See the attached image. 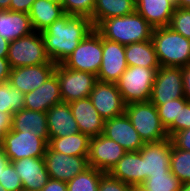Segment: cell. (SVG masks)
Segmentation results:
<instances>
[{"instance_id":"cell-1","label":"cell","mask_w":190,"mask_h":191,"mask_svg":"<svg viewBox=\"0 0 190 191\" xmlns=\"http://www.w3.org/2000/svg\"><path fill=\"white\" fill-rule=\"evenodd\" d=\"M93 29L90 18L65 13L41 32L46 54L52 62L62 63Z\"/></svg>"},{"instance_id":"cell-31","label":"cell","mask_w":190,"mask_h":191,"mask_svg":"<svg viewBox=\"0 0 190 191\" xmlns=\"http://www.w3.org/2000/svg\"><path fill=\"white\" fill-rule=\"evenodd\" d=\"M105 172L89 167L67 182V191H98L101 177Z\"/></svg>"},{"instance_id":"cell-18","label":"cell","mask_w":190,"mask_h":191,"mask_svg":"<svg viewBox=\"0 0 190 191\" xmlns=\"http://www.w3.org/2000/svg\"><path fill=\"white\" fill-rule=\"evenodd\" d=\"M12 162L16 173L21 178L23 189L40 191L50 179L44 157H27Z\"/></svg>"},{"instance_id":"cell-8","label":"cell","mask_w":190,"mask_h":191,"mask_svg":"<svg viewBox=\"0 0 190 191\" xmlns=\"http://www.w3.org/2000/svg\"><path fill=\"white\" fill-rule=\"evenodd\" d=\"M54 73L60 83L62 101L66 103L89 97L97 81L94 74L69 69L62 63L56 65Z\"/></svg>"},{"instance_id":"cell-3","label":"cell","mask_w":190,"mask_h":191,"mask_svg":"<svg viewBox=\"0 0 190 191\" xmlns=\"http://www.w3.org/2000/svg\"><path fill=\"white\" fill-rule=\"evenodd\" d=\"M151 41L160 66L190 65V39L175 32L169 26L154 28Z\"/></svg>"},{"instance_id":"cell-4","label":"cell","mask_w":190,"mask_h":191,"mask_svg":"<svg viewBox=\"0 0 190 191\" xmlns=\"http://www.w3.org/2000/svg\"><path fill=\"white\" fill-rule=\"evenodd\" d=\"M125 114L144 143L159 142L169 138L161 123L157 108L152 102L126 104Z\"/></svg>"},{"instance_id":"cell-34","label":"cell","mask_w":190,"mask_h":191,"mask_svg":"<svg viewBox=\"0 0 190 191\" xmlns=\"http://www.w3.org/2000/svg\"><path fill=\"white\" fill-rule=\"evenodd\" d=\"M149 191H179L181 181L172 173L151 175L142 184Z\"/></svg>"},{"instance_id":"cell-20","label":"cell","mask_w":190,"mask_h":191,"mask_svg":"<svg viewBox=\"0 0 190 191\" xmlns=\"http://www.w3.org/2000/svg\"><path fill=\"white\" fill-rule=\"evenodd\" d=\"M81 133L90 138L103 134L105 120L100 116L89 97L69 103Z\"/></svg>"},{"instance_id":"cell-42","label":"cell","mask_w":190,"mask_h":191,"mask_svg":"<svg viewBox=\"0 0 190 191\" xmlns=\"http://www.w3.org/2000/svg\"><path fill=\"white\" fill-rule=\"evenodd\" d=\"M35 0H11L10 10L29 13Z\"/></svg>"},{"instance_id":"cell-50","label":"cell","mask_w":190,"mask_h":191,"mask_svg":"<svg viewBox=\"0 0 190 191\" xmlns=\"http://www.w3.org/2000/svg\"><path fill=\"white\" fill-rule=\"evenodd\" d=\"M130 191H149V190L142 184H140V185H131Z\"/></svg>"},{"instance_id":"cell-47","label":"cell","mask_w":190,"mask_h":191,"mask_svg":"<svg viewBox=\"0 0 190 191\" xmlns=\"http://www.w3.org/2000/svg\"><path fill=\"white\" fill-rule=\"evenodd\" d=\"M10 162L8 157L5 155V152L0 146V178L3 175V169L6 167V165Z\"/></svg>"},{"instance_id":"cell-41","label":"cell","mask_w":190,"mask_h":191,"mask_svg":"<svg viewBox=\"0 0 190 191\" xmlns=\"http://www.w3.org/2000/svg\"><path fill=\"white\" fill-rule=\"evenodd\" d=\"M12 129V114L0 111V146H2L5 135Z\"/></svg>"},{"instance_id":"cell-33","label":"cell","mask_w":190,"mask_h":191,"mask_svg":"<svg viewBox=\"0 0 190 191\" xmlns=\"http://www.w3.org/2000/svg\"><path fill=\"white\" fill-rule=\"evenodd\" d=\"M170 170L181 183L190 182V151L177 149L172 144Z\"/></svg>"},{"instance_id":"cell-23","label":"cell","mask_w":190,"mask_h":191,"mask_svg":"<svg viewBox=\"0 0 190 191\" xmlns=\"http://www.w3.org/2000/svg\"><path fill=\"white\" fill-rule=\"evenodd\" d=\"M109 174L128 185L143 184V158L140 152H126Z\"/></svg>"},{"instance_id":"cell-12","label":"cell","mask_w":190,"mask_h":191,"mask_svg":"<svg viewBox=\"0 0 190 191\" xmlns=\"http://www.w3.org/2000/svg\"><path fill=\"white\" fill-rule=\"evenodd\" d=\"M89 98L93 106L104 119H111L125 113V103L116 83L97 80Z\"/></svg>"},{"instance_id":"cell-54","label":"cell","mask_w":190,"mask_h":191,"mask_svg":"<svg viewBox=\"0 0 190 191\" xmlns=\"http://www.w3.org/2000/svg\"><path fill=\"white\" fill-rule=\"evenodd\" d=\"M129 1H131L132 3H134L136 5L139 0H129Z\"/></svg>"},{"instance_id":"cell-10","label":"cell","mask_w":190,"mask_h":191,"mask_svg":"<svg viewBox=\"0 0 190 191\" xmlns=\"http://www.w3.org/2000/svg\"><path fill=\"white\" fill-rule=\"evenodd\" d=\"M182 67H163L157 70L152 86L150 102L162 105L173 99L184 97Z\"/></svg>"},{"instance_id":"cell-37","label":"cell","mask_w":190,"mask_h":191,"mask_svg":"<svg viewBox=\"0 0 190 191\" xmlns=\"http://www.w3.org/2000/svg\"><path fill=\"white\" fill-rule=\"evenodd\" d=\"M0 184L7 191H18L23 189L21 178L16 173L12 162H9L3 169V175L0 178Z\"/></svg>"},{"instance_id":"cell-29","label":"cell","mask_w":190,"mask_h":191,"mask_svg":"<svg viewBox=\"0 0 190 191\" xmlns=\"http://www.w3.org/2000/svg\"><path fill=\"white\" fill-rule=\"evenodd\" d=\"M125 58L128 66L160 67L151 40L125 45Z\"/></svg>"},{"instance_id":"cell-44","label":"cell","mask_w":190,"mask_h":191,"mask_svg":"<svg viewBox=\"0 0 190 191\" xmlns=\"http://www.w3.org/2000/svg\"><path fill=\"white\" fill-rule=\"evenodd\" d=\"M11 66L7 58H0V83L7 82L11 72Z\"/></svg>"},{"instance_id":"cell-26","label":"cell","mask_w":190,"mask_h":191,"mask_svg":"<svg viewBox=\"0 0 190 191\" xmlns=\"http://www.w3.org/2000/svg\"><path fill=\"white\" fill-rule=\"evenodd\" d=\"M28 14L33 30L42 32L65 13L61 5L49 0H35Z\"/></svg>"},{"instance_id":"cell-13","label":"cell","mask_w":190,"mask_h":191,"mask_svg":"<svg viewBox=\"0 0 190 191\" xmlns=\"http://www.w3.org/2000/svg\"><path fill=\"white\" fill-rule=\"evenodd\" d=\"M127 151L114 140L101 134L90 139L88 162L105 173H109Z\"/></svg>"},{"instance_id":"cell-5","label":"cell","mask_w":190,"mask_h":191,"mask_svg":"<svg viewBox=\"0 0 190 191\" xmlns=\"http://www.w3.org/2000/svg\"><path fill=\"white\" fill-rule=\"evenodd\" d=\"M158 69L128 66L116 82L123 102H148Z\"/></svg>"},{"instance_id":"cell-51","label":"cell","mask_w":190,"mask_h":191,"mask_svg":"<svg viewBox=\"0 0 190 191\" xmlns=\"http://www.w3.org/2000/svg\"><path fill=\"white\" fill-rule=\"evenodd\" d=\"M179 191H190V182L181 183Z\"/></svg>"},{"instance_id":"cell-28","label":"cell","mask_w":190,"mask_h":191,"mask_svg":"<svg viewBox=\"0 0 190 191\" xmlns=\"http://www.w3.org/2000/svg\"><path fill=\"white\" fill-rule=\"evenodd\" d=\"M90 137L81 132L59 138H49L48 146L68 156H88Z\"/></svg>"},{"instance_id":"cell-15","label":"cell","mask_w":190,"mask_h":191,"mask_svg":"<svg viewBox=\"0 0 190 191\" xmlns=\"http://www.w3.org/2000/svg\"><path fill=\"white\" fill-rule=\"evenodd\" d=\"M127 67L125 45L102 37V63L97 80L116 83Z\"/></svg>"},{"instance_id":"cell-24","label":"cell","mask_w":190,"mask_h":191,"mask_svg":"<svg viewBox=\"0 0 190 191\" xmlns=\"http://www.w3.org/2000/svg\"><path fill=\"white\" fill-rule=\"evenodd\" d=\"M28 13L0 10V36L9 42L33 32Z\"/></svg>"},{"instance_id":"cell-40","label":"cell","mask_w":190,"mask_h":191,"mask_svg":"<svg viewBox=\"0 0 190 191\" xmlns=\"http://www.w3.org/2000/svg\"><path fill=\"white\" fill-rule=\"evenodd\" d=\"M171 140L177 149L190 151V128L176 132Z\"/></svg>"},{"instance_id":"cell-25","label":"cell","mask_w":190,"mask_h":191,"mask_svg":"<svg viewBox=\"0 0 190 191\" xmlns=\"http://www.w3.org/2000/svg\"><path fill=\"white\" fill-rule=\"evenodd\" d=\"M12 130L36 134L49 141L47 113L22 109L12 115Z\"/></svg>"},{"instance_id":"cell-32","label":"cell","mask_w":190,"mask_h":191,"mask_svg":"<svg viewBox=\"0 0 190 191\" xmlns=\"http://www.w3.org/2000/svg\"><path fill=\"white\" fill-rule=\"evenodd\" d=\"M24 96L25 94L12 87L8 81L0 83V111L13 115L24 109Z\"/></svg>"},{"instance_id":"cell-11","label":"cell","mask_w":190,"mask_h":191,"mask_svg":"<svg viewBox=\"0 0 190 191\" xmlns=\"http://www.w3.org/2000/svg\"><path fill=\"white\" fill-rule=\"evenodd\" d=\"M49 177L68 182L89 168L88 156H68L53 151L49 146L44 155Z\"/></svg>"},{"instance_id":"cell-17","label":"cell","mask_w":190,"mask_h":191,"mask_svg":"<svg viewBox=\"0 0 190 191\" xmlns=\"http://www.w3.org/2000/svg\"><path fill=\"white\" fill-rule=\"evenodd\" d=\"M103 135L117 142L127 152L139 151L145 144L125 113L105 120Z\"/></svg>"},{"instance_id":"cell-36","label":"cell","mask_w":190,"mask_h":191,"mask_svg":"<svg viewBox=\"0 0 190 191\" xmlns=\"http://www.w3.org/2000/svg\"><path fill=\"white\" fill-rule=\"evenodd\" d=\"M95 0H63L64 13L92 18Z\"/></svg>"},{"instance_id":"cell-38","label":"cell","mask_w":190,"mask_h":191,"mask_svg":"<svg viewBox=\"0 0 190 191\" xmlns=\"http://www.w3.org/2000/svg\"><path fill=\"white\" fill-rule=\"evenodd\" d=\"M131 185L113 178L109 173H105L101 179L98 191H130Z\"/></svg>"},{"instance_id":"cell-22","label":"cell","mask_w":190,"mask_h":191,"mask_svg":"<svg viewBox=\"0 0 190 191\" xmlns=\"http://www.w3.org/2000/svg\"><path fill=\"white\" fill-rule=\"evenodd\" d=\"M170 0H139L135 11L153 28L168 26L175 10Z\"/></svg>"},{"instance_id":"cell-6","label":"cell","mask_w":190,"mask_h":191,"mask_svg":"<svg viewBox=\"0 0 190 191\" xmlns=\"http://www.w3.org/2000/svg\"><path fill=\"white\" fill-rule=\"evenodd\" d=\"M7 59L11 68L54 63L46 54L41 32L37 31H33L29 35L11 41Z\"/></svg>"},{"instance_id":"cell-19","label":"cell","mask_w":190,"mask_h":191,"mask_svg":"<svg viewBox=\"0 0 190 191\" xmlns=\"http://www.w3.org/2000/svg\"><path fill=\"white\" fill-rule=\"evenodd\" d=\"M63 102L57 75H51L40 87L24 96V108L47 112L52 106Z\"/></svg>"},{"instance_id":"cell-53","label":"cell","mask_w":190,"mask_h":191,"mask_svg":"<svg viewBox=\"0 0 190 191\" xmlns=\"http://www.w3.org/2000/svg\"><path fill=\"white\" fill-rule=\"evenodd\" d=\"M0 191H7V190L0 184Z\"/></svg>"},{"instance_id":"cell-21","label":"cell","mask_w":190,"mask_h":191,"mask_svg":"<svg viewBox=\"0 0 190 191\" xmlns=\"http://www.w3.org/2000/svg\"><path fill=\"white\" fill-rule=\"evenodd\" d=\"M46 113L49 138H59L80 132L69 103L56 104Z\"/></svg>"},{"instance_id":"cell-46","label":"cell","mask_w":190,"mask_h":191,"mask_svg":"<svg viewBox=\"0 0 190 191\" xmlns=\"http://www.w3.org/2000/svg\"><path fill=\"white\" fill-rule=\"evenodd\" d=\"M10 42L0 36V58H7Z\"/></svg>"},{"instance_id":"cell-7","label":"cell","mask_w":190,"mask_h":191,"mask_svg":"<svg viewBox=\"0 0 190 191\" xmlns=\"http://www.w3.org/2000/svg\"><path fill=\"white\" fill-rule=\"evenodd\" d=\"M102 63V36L94 28L80 42L77 48L62 62L73 70L98 75Z\"/></svg>"},{"instance_id":"cell-27","label":"cell","mask_w":190,"mask_h":191,"mask_svg":"<svg viewBox=\"0 0 190 191\" xmlns=\"http://www.w3.org/2000/svg\"><path fill=\"white\" fill-rule=\"evenodd\" d=\"M135 6L129 0H95L91 23L96 28L105 19L134 13Z\"/></svg>"},{"instance_id":"cell-14","label":"cell","mask_w":190,"mask_h":191,"mask_svg":"<svg viewBox=\"0 0 190 191\" xmlns=\"http://www.w3.org/2000/svg\"><path fill=\"white\" fill-rule=\"evenodd\" d=\"M171 138L159 142L145 143L139 150L143 158V182L151 175L170 173L172 153Z\"/></svg>"},{"instance_id":"cell-52","label":"cell","mask_w":190,"mask_h":191,"mask_svg":"<svg viewBox=\"0 0 190 191\" xmlns=\"http://www.w3.org/2000/svg\"><path fill=\"white\" fill-rule=\"evenodd\" d=\"M49 1L54 2V3L61 5V6L63 4V0H49Z\"/></svg>"},{"instance_id":"cell-43","label":"cell","mask_w":190,"mask_h":191,"mask_svg":"<svg viewBox=\"0 0 190 191\" xmlns=\"http://www.w3.org/2000/svg\"><path fill=\"white\" fill-rule=\"evenodd\" d=\"M40 191H67V182L50 178Z\"/></svg>"},{"instance_id":"cell-16","label":"cell","mask_w":190,"mask_h":191,"mask_svg":"<svg viewBox=\"0 0 190 191\" xmlns=\"http://www.w3.org/2000/svg\"><path fill=\"white\" fill-rule=\"evenodd\" d=\"M56 63L12 68L8 82L23 94L40 87L55 72Z\"/></svg>"},{"instance_id":"cell-30","label":"cell","mask_w":190,"mask_h":191,"mask_svg":"<svg viewBox=\"0 0 190 191\" xmlns=\"http://www.w3.org/2000/svg\"><path fill=\"white\" fill-rule=\"evenodd\" d=\"M155 106L161 123L171 138L176 132H179L180 98Z\"/></svg>"},{"instance_id":"cell-2","label":"cell","mask_w":190,"mask_h":191,"mask_svg":"<svg viewBox=\"0 0 190 191\" xmlns=\"http://www.w3.org/2000/svg\"><path fill=\"white\" fill-rule=\"evenodd\" d=\"M103 38L122 45L149 41L154 28L136 11L103 20L95 28Z\"/></svg>"},{"instance_id":"cell-9","label":"cell","mask_w":190,"mask_h":191,"mask_svg":"<svg viewBox=\"0 0 190 191\" xmlns=\"http://www.w3.org/2000/svg\"><path fill=\"white\" fill-rule=\"evenodd\" d=\"M48 141L36 134L13 131L5 135L2 148L10 161H17L23 158L44 157Z\"/></svg>"},{"instance_id":"cell-56","label":"cell","mask_w":190,"mask_h":191,"mask_svg":"<svg viewBox=\"0 0 190 191\" xmlns=\"http://www.w3.org/2000/svg\"><path fill=\"white\" fill-rule=\"evenodd\" d=\"M18 191H30V190H26V189H21V190H18Z\"/></svg>"},{"instance_id":"cell-55","label":"cell","mask_w":190,"mask_h":191,"mask_svg":"<svg viewBox=\"0 0 190 191\" xmlns=\"http://www.w3.org/2000/svg\"><path fill=\"white\" fill-rule=\"evenodd\" d=\"M175 4V7H177V0H170Z\"/></svg>"},{"instance_id":"cell-45","label":"cell","mask_w":190,"mask_h":191,"mask_svg":"<svg viewBox=\"0 0 190 191\" xmlns=\"http://www.w3.org/2000/svg\"><path fill=\"white\" fill-rule=\"evenodd\" d=\"M184 97L190 102V65L182 67Z\"/></svg>"},{"instance_id":"cell-48","label":"cell","mask_w":190,"mask_h":191,"mask_svg":"<svg viewBox=\"0 0 190 191\" xmlns=\"http://www.w3.org/2000/svg\"><path fill=\"white\" fill-rule=\"evenodd\" d=\"M177 7L190 9V0H177Z\"/></svg>"},{"instance_id":"cell-35","label":"cell","mask_w":190,"mask_h":191,"mask_svg":"<svg viewBox=\"0 0 190 191\" xmlns=\"http://www.w3.org/2000/svg\"><path fill=\"white\" fill-rule=\"evenodd\" d=\"M168 26L185 38L190 39V9L176 7Z\"/></svg>"},{"instance_id":"cell-39","label":"cell","mask_w":190,"mask_h":191,"mask_svg":"<svg viewBox=\"0 0 190 191\" xmlns=\"http://www.w3.org/2000/svg\"><path fill=\"white\" fill-rule=\"evenodd\" d=\"M190 128V102L185 97L180 98L179 131Z\"/></svg>"},{"instance_id":"cell-49","label":"cell","mask_w":190,"mask_h":191,"mask_svg":"<svg viewBox=\"0 0 190 191\" xmlns=\"http://www.w3.org/2000/svg\"><path fill=\"white\" fill-rule=\"evenodd\" d=\"M11 0H0V10H10Z\"/></svg>"}]
</instances>
